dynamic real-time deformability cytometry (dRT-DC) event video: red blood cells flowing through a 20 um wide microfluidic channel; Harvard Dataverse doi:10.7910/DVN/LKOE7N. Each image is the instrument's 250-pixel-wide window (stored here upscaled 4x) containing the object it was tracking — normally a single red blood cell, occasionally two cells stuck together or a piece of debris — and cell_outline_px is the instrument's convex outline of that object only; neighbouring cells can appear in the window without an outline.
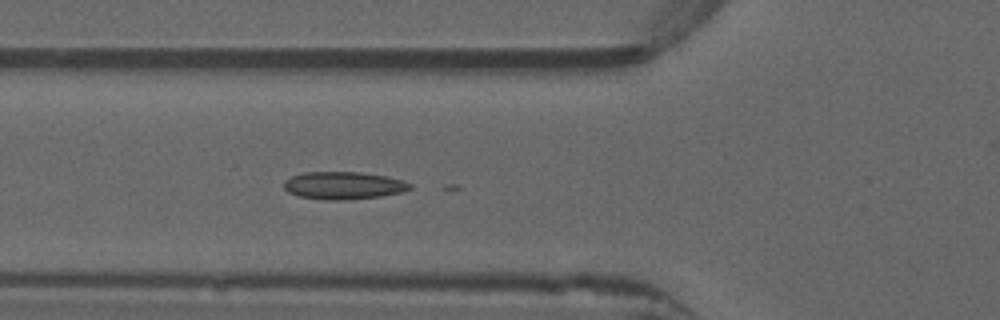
{"species": "common noctule bat (a hibernating species)", "species_latin": "Nyctalus noctula", "temperature_condition": "warm", "stored_images_in_passage": 40, "camera_frame_rate_fps": 3000, "um_per_image_px": 0.085, "animal": {"sex": "male", "forearm_length_mm": 52.5}, "frame": {"image": 1, "passage_image": 9, "time_ms": 2.667, "image_size_px": [1000, 320], "cell_outline_px": [[412, 188], [400, 192], [380, 196], [344, 200], [328, 200], [296, 196], [288, 192], [284, 188], [284, 180], [292, 176], [304, 172], [360, 172], [384, 176], [404, 180], [412, 184]], "centroid_in_image_um": [29.17, 15.76], "position_along_channel_um": 96.6, "area_um2": 20.23}}
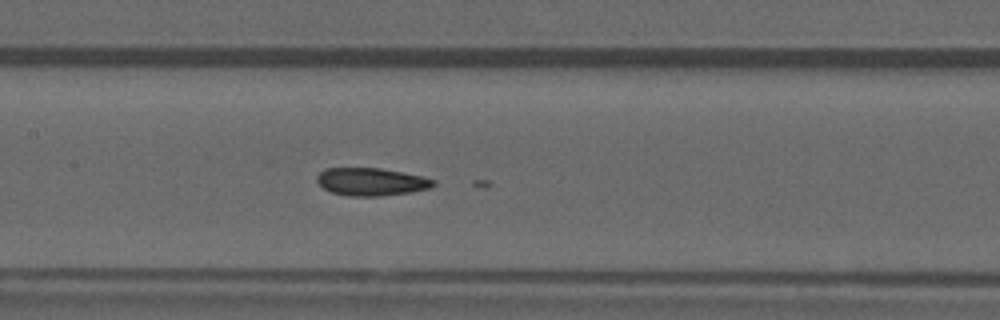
{"frame": {"image": 2, "passage_image": 15, "time_ms": 4.667, "image_size_px": [1000, 320], "cell_outline_px": [[436, 184], [432, 188], [408, 192], [376, 196], [348, 196], [332, 192], [324, 188], [316, 180], [316, 176], [324, 168], [380, 168], [404, 172], [436, 180]], "centroid_in_image_um": [31.56, 15.44], "position_along_channel_um": 175.8, "area_um2": 18.79}}